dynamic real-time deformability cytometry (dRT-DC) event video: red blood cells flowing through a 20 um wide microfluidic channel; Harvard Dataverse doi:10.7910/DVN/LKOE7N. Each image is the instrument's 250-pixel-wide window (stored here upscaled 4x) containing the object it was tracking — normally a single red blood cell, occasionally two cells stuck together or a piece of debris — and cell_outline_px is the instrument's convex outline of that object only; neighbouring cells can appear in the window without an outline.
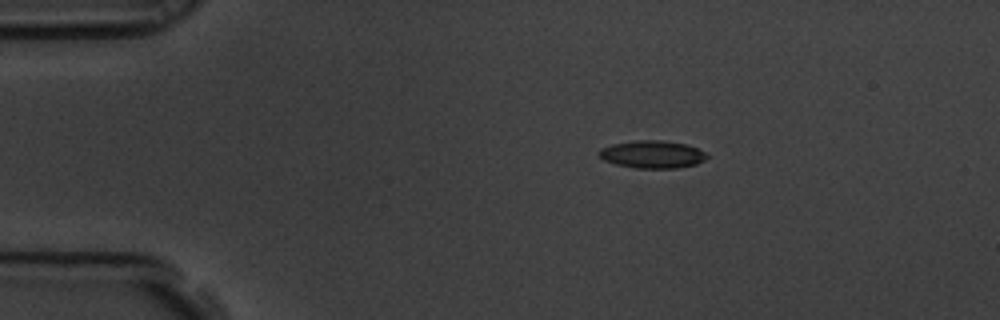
{"species": "common noctule bat (a hibernating species)", "species_latin": "Nyctalus noctula", "temperature_condition": "room temperature", "stored_images_in_passage": 4, "camera_frame_rate_fps": 3000, "um_per_image_px": 0.085, "animal": {"sex": "male", "body_mass_g": 19.5, "forearm_length_mm": 54.6}, "frame": {"image": 1, "passage_image": 2, "time_ms": 0.333, "image_size_px": [1000, 320], "cell_outline_px": [[708, 156], [704, 160], [696, 164], [676, 168], [636, 168], [616, 164], [604, 160], [596, 152], [600, 148], [612, 144], [636, 140], [660, 140], [688, 144], [704, 152]], "centroid_in_image_um": [55.42, 13.11], "position_along_channel_um": 29.6, "area_um2": 17.34}}